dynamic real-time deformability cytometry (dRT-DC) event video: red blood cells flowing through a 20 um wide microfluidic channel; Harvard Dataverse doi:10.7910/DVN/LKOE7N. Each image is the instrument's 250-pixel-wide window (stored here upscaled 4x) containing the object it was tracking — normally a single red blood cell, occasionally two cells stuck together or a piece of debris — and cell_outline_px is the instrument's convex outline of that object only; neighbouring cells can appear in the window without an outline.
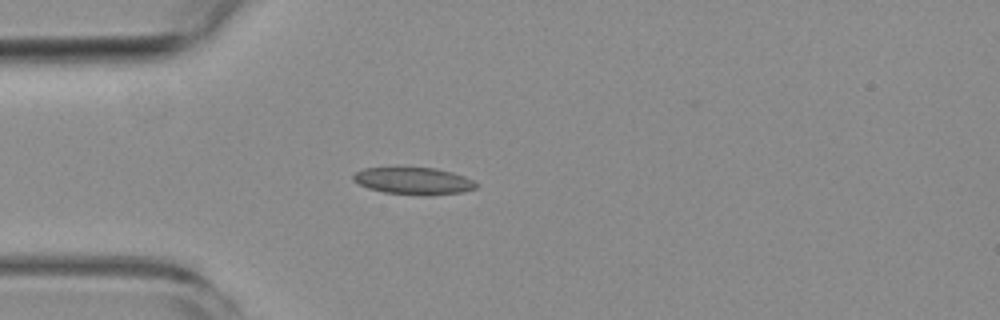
{"species": "common noctule bat (a hibernating species)", "species_latin": "Nyctalus noctula", "temperature_condition": "room temperature", "stored_images_in_passage": 1, "camera_frame_rate_fps": 3000, "um_per_image_px": 0.085, "animal": {"sex": "female", "body_mass_g": 19.3, "forearm_length_mm": 54.1}, "frame": {"image": 1, "passage_image": 1, "time_ms": 0.0, "image_size_px": [1000, 320], "cell_outline_px": [[476, 188], [464, 192], [428, 196], [420, 196], [384, 192], [368, 188], [352, 180], [352, 176], [356, 172], [364, 168], [436, 168], [452, 172], [464, 176], [472, 180], [476, 184]], "centroid_in_image_um": [35.16, 15.39], "position_along_channel_um": 49.8, "area_um2": 19.42}}